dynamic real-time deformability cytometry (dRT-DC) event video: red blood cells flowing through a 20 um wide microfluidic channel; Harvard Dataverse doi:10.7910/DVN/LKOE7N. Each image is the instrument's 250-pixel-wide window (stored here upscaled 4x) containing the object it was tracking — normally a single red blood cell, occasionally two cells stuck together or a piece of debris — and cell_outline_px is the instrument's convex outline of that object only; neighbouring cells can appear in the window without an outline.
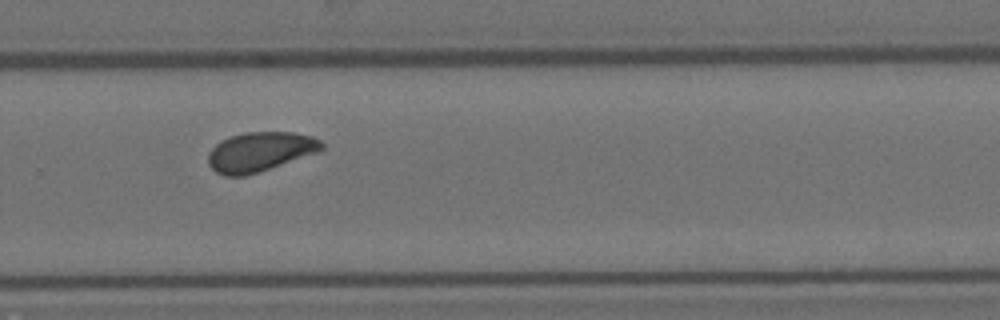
{"species": "Egyptian fruit bat (a non-hibernating species)", "species_latin": "Rousettus aegyptiacus", "temperature_condition": "room temperature", "stored_images_in_passage": 9, "segment_of_instrument_passage": [1, 2], "camera_frame_rate_fps": 3000, "um_per_image_px": 0.085, "animal": {"sex": "female"}, "frame": {"image": 1, "passage_image": 7, "time_ms": 7.667, "image_size_px": [1000, 320], "cell_outline_px": [[324, 148], [320, 152], [244, 176], [224, 176], [216, 172], [208, 164], [208, 152], [220, 140], [228, 136], [244, 132], [292, 132], [312, 136], [320, 140], [324, 144]], "centroid_in_image_um": [22.1, 12.89], "position_along_channel_um": 307.7, "area_um2": 26.24}}
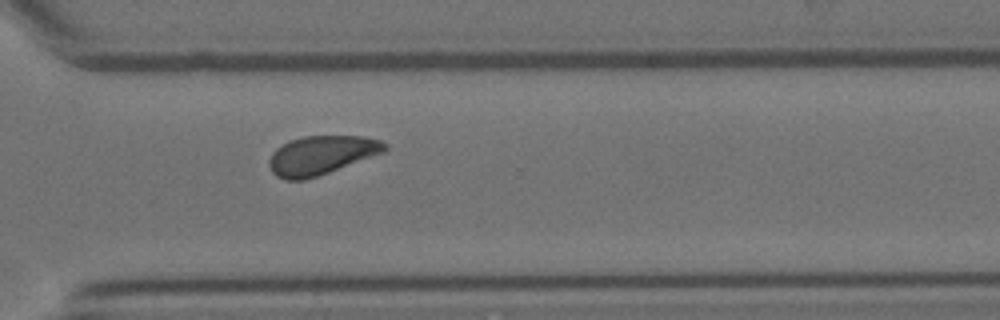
{"frame": {"image": 2, "passage_image": 8, "time_ms": 8.667, "image_size_px": [1000, 320], "cell_outline_px": [[388, 148], [384, 152], [328, 172], [304, 180], [284, 180], [276, 176], [272, 172], [268, 164], [268, 160], [272, 152], [280, 144], [288, 140], [304, 136], [364, 136], [380, 140]], "centroid_in_image_um": [27.25, 13.18], "position_along_channel_um": 343.4, "area_um2": 26.13}}